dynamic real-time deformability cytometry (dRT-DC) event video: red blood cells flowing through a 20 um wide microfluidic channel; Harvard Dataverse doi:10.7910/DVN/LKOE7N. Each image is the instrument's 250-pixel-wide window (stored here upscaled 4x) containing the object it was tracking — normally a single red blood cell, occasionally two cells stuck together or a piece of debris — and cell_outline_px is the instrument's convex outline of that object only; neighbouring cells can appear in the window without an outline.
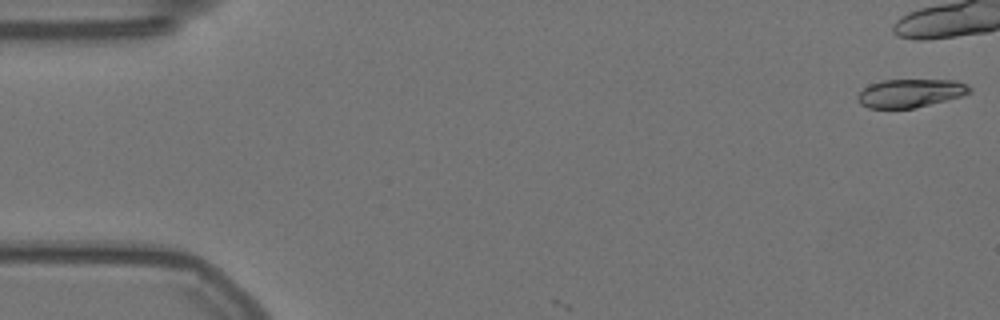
{"species": "Egyptian fruit bat (a non-hibernating species)", "species_latin": "Rousettus aegyptiacus", "temperature_condition": "warm", "stored_images_in_passage": 7, "camera_frame_rate_fps": 3000, "um_per_image_px": 0.085, "animal": {"sex": "female"}, "frame": {"image": 1, "passage_image": 1, "time_ms": 0.0, "image_size_px": [1000, 320], "cell_outline_px": [[972, 92], [960, 96], [916, 108], [868, 108], [860, 104], [856, 96], [868, 84], [880, 80], [956, 80], [968, 84], [972, 88]], "centroid_in_image_um": [77.37, 7.91], "position_along_channel_um": 7.6, "area_um2": 18.61}}